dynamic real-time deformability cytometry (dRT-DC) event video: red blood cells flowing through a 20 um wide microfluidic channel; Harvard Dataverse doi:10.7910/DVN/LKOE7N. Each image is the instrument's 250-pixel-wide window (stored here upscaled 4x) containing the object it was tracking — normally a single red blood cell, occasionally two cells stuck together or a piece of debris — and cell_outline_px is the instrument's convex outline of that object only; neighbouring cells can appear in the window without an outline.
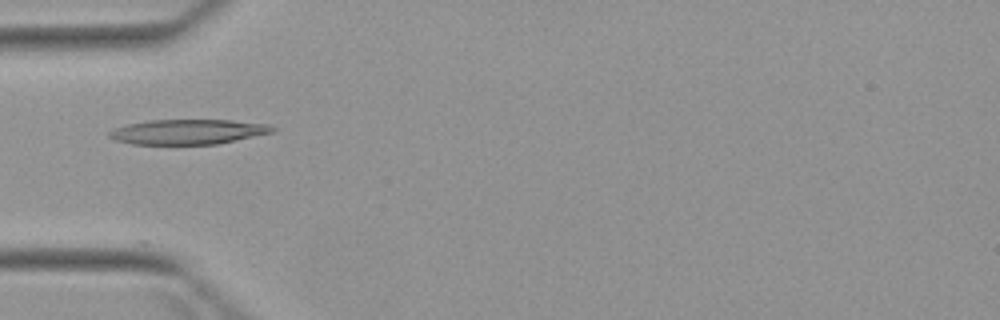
{"species": "Egyptian fruit bat (a non-hibernating species)", "species_latin": "Rousettus aegyptiacus", "temperature_condition": "warm", "stored_images_in_passage": 5, "camera_frame_rate_fps": 3000, "um_per_image_px": 0.085, "animal": {"sex": "female"}, "frame": {"image": 1, "passage_image": 4, "time_ms": 3.667, "image_size_px": [1000, 320], "cell_outline_px": [[276, 132], [216, 144], [132, 144], [116, 140], [108, 136], [108, 132], [116, 128], [128, 124], [148, 120], [232, 120], [268, 124], [276, 128]], "centroid_in_image_um": [16.02, 11.2], "position_along_channel_um": 69.0, "area_um2": 23.7}}
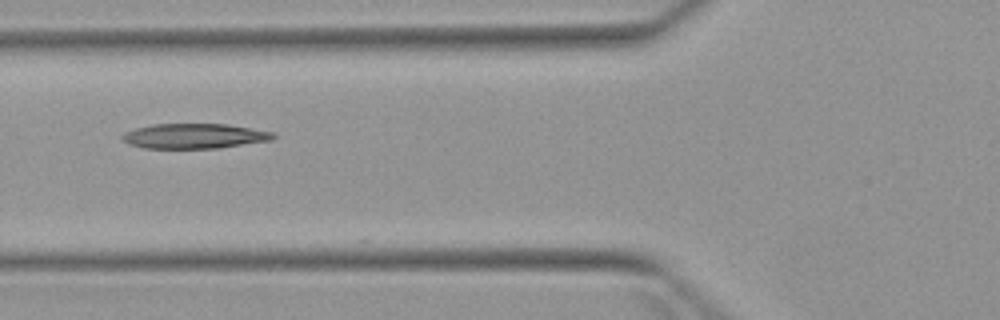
{"frame": {"image": 2, "passage_image": 5, "time_ms": 4.667, "image_size_px": [1000, 320], "cell_outline_px": [[276, 136], [272, 140], [216, 148], [144, 148], [128, 144], [120, 136], [124, 132], [136, 128], [152, 124], [228, 124], [276, 132]], "centroid_in_image_um": [16.53, 11.56], "position_along_channel_um": 109.3, "area_um2": 22.02}}